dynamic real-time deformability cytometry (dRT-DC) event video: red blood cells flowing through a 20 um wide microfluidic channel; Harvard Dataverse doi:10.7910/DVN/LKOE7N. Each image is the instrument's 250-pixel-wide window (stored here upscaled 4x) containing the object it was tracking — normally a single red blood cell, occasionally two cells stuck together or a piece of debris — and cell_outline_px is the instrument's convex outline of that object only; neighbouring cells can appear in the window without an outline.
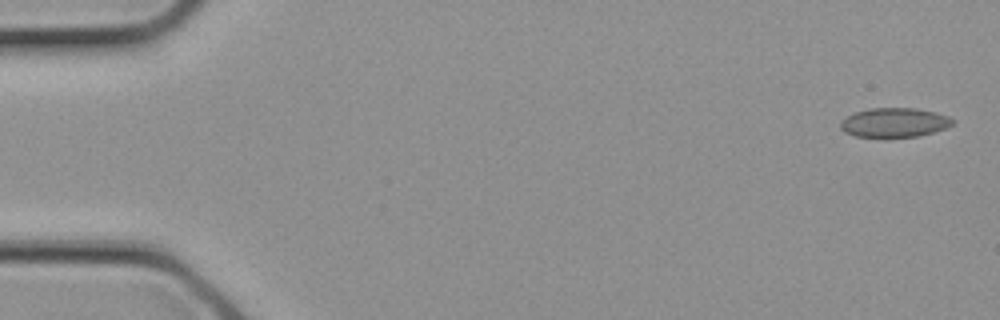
{"species": "common noctule bat (a hibernating species)", "species_latin": "Nyctalus noctula", "temperature_condition": "cold", "stored_images_in_passage": 28, "camera_frame_rate_fps": 3000, "um_per_image_px": 0.085, "animal": {"sex": "female", "body_mass_g": 21.9}, "frame": {"image": 1, "passage_image": 1, "time_ms": 0.0, "image_size_px": [1000, 320], "cell_outline_px": [[956, 120], [952, 124], [944, 128], [920, 136], [856, 136], [844, 132], [840, 128], [840, 120], [856, 112], [868, 108], [916, 108], [936, 112], [948, 116]], "centroid_in_image_um": [76.02, 10.4], "position_along_channel_um": 9.0, "area_um2": 18.96}}
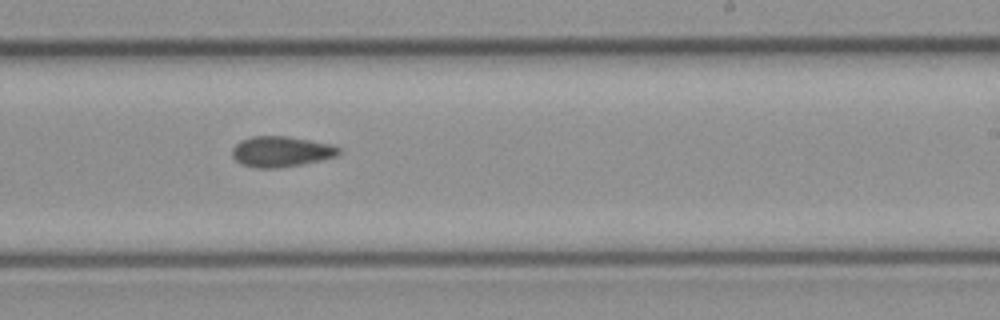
{"frame": {"image": 2, "passage_image": 17, "time_ms": 5.333, "image_size_px": [1000, 320], "cell_outline_px": [[340, 152], [336, 156], [304, 164], [276, 168], [256, 168], [240, 164], [232, 156], [232, 148], [240, 140], [252, 136], [288, 136], [332, 144], [340, 148]], "centroid_in_image_um": [23.88, 12.88], "position_along_channel_um": 265.1, "area_um2": 19.13}}
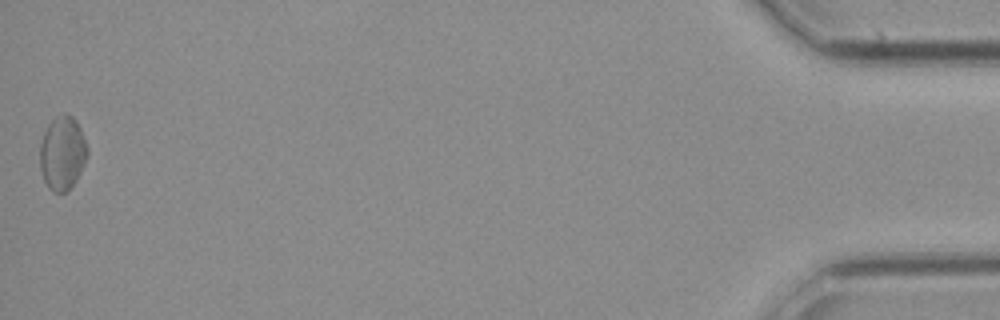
{"frame": {"image": 3, "passage_image": 28, "time_ms": 9.0, "image_size_px": [1000, 320], "cell_outline_px": [[88, 156], [76, 180], [64, 192], [52, 192], [48, 188], [44, 180], [40, 168], [40, 144], [44, 132], [48, 124], [56, 116], [64, 112], [68, 112], [76, 120], [80, 128], [88, 148]], "centroid_in_image_um": [5.3, 12.98], "position_along_channel_um": 429.9, "area_um2": 20.46}}